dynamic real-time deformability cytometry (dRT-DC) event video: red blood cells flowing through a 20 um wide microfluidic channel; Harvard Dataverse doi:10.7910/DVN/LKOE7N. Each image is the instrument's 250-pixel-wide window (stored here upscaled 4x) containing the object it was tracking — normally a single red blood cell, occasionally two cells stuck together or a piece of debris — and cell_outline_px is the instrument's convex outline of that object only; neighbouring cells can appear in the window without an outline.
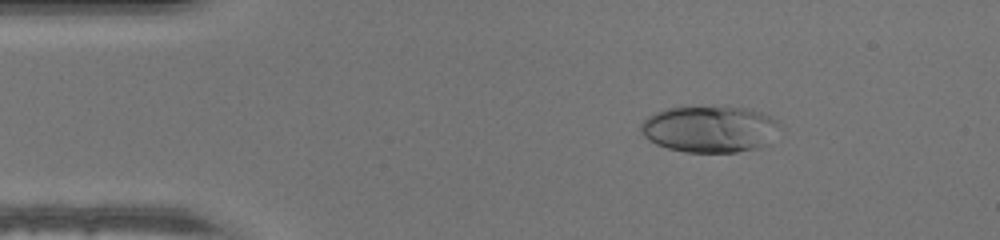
{"species": "human", "species_latin": "Homo sapiens", "temperature_condition": "warm", "stored_images_in_passage": 41, "camera_frame_rate_fps": 3000, "um_per_image_px": 0.085, "donor": {"sex": "male"}, "frame": {"image": 1, "passage_image": 1, "time_ms": 0.0, "image_size_px": [1000, 240], "cell_outline_px": [[784, 124], [768, 148], [736, 152], [684, 152], [668, 148], [656, 144], [648, 140], [640, 132], [640, 124], [648, 116], [656, 112], [668, 108], [748, 108], [760, 112]], "centroid_in_image_um": [60.41, 11.01], "position_along_channel_um": 24.6, "area_um2": 38.09}}
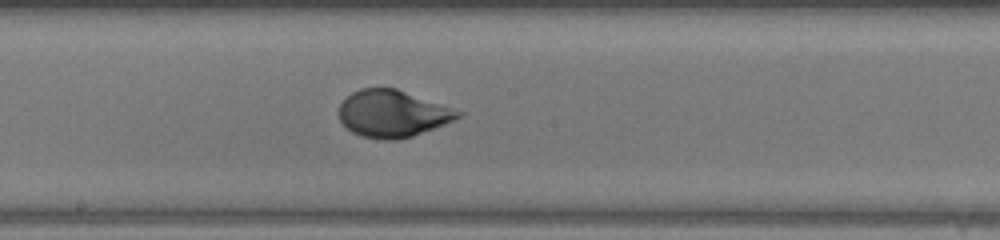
{"frame": {"image": 2, "passage_image": 19, "time_ms": 6.0, "image_size_px": [1000, 240], "cell_outline_px": [[464, 116], [444, 124], [412, 136], [400, 140], [384, 140], [360, 136], [352, 132], [340, 120], [336, 112], [340, 104], [352, 92], [360, 88], [396, 88], [464, 112]], "centroid_in_image_um": [33.35, 9.66], "position_along_channel_um": 214.9, "area_um2": 32.66}}
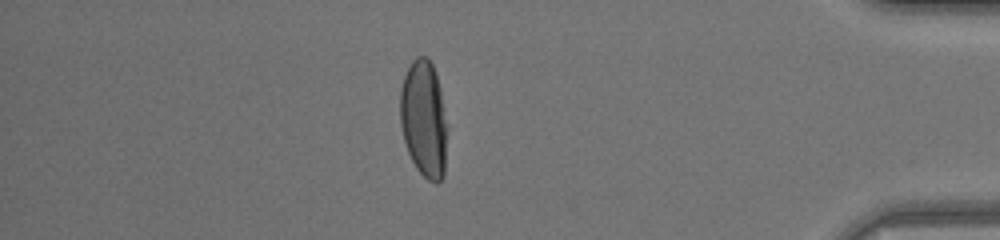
{"frame": {"image": 3, "passage_image": 35, "time_ms": 11.333, "image_size_px": [1000, 240], "cell_outline_px": [[444, 176], [436, 184], [428, 180], [416, 168], [408, 152], [404, 140], [400, 124], [400, 88], [404, 76], [412, 60], [416, 56], [428, 56], [432, 64], [440, 88], [444, 120]], "centroid_in_image_um": [35.97, 10.08], "position_along_channel_um": 399.2, "area_um2": 31.33}}